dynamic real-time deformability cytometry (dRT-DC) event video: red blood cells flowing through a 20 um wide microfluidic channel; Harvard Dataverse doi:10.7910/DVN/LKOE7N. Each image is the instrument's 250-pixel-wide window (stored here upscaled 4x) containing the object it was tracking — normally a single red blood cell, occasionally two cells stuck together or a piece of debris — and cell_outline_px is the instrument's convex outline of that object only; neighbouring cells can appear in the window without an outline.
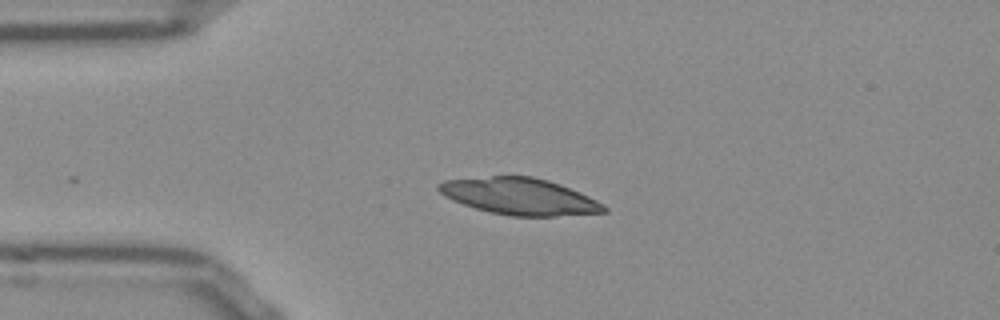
{"species": "Egyptian fruit bat (a non-hibernating species)", "species_latin": "Rousettus aegyptiacus", "temperature_condition": "room temperature", "stored_images_in_passage": 31, "camera_frame_rate_fps": 3000, "um_per_image_px": 0.085, "frame": {"image": 1, "passage_image": 1, "time_ms": 0.0, "image_size_px": [1000, 320], "cell_outline_px": [[608, 212], [556, 216], [512, 216], [492, 212], [476, 208], [452, 200], [444, 196], [436, 188], [436, 184], [444, 180], [492, 176], [532, 176], [548, 180], [560, 184], [588, 196], [604, 204], [608, 208]], "centroid_in_image_um": [44.16, 16.69], "position_along_channel_um": 40.8, "area_um2": 35.2}}